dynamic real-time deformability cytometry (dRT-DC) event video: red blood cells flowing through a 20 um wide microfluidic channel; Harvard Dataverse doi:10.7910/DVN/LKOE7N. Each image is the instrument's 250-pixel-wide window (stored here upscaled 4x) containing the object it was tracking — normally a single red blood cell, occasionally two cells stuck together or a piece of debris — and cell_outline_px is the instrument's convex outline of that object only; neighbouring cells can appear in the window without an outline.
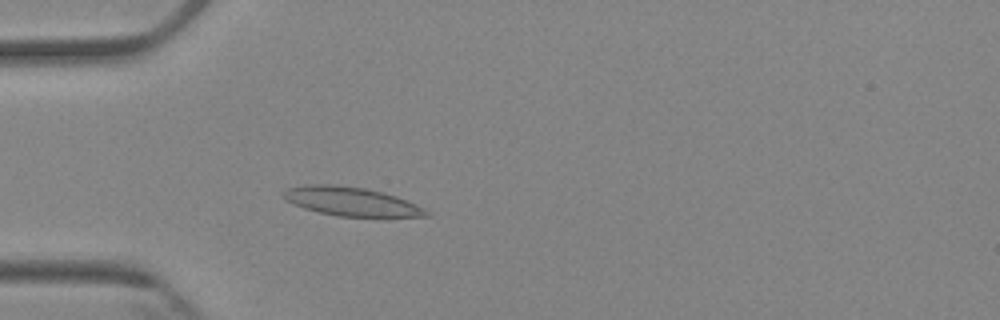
{"species": "Egyptian fruit bat (a non-hibernating species)", "species_latin": "Rousettus aegyptiacus", "temperature_condition": "cold", "stored_images_in_passage": 4, "camera_frame_rate_fps": 3000, "um_per_image_px": 0.085, "animal": {"sex": "female"}, "frame": {"image": 1, "passage_image": 4, "time_ms": 3.333, "image_size_px": [1000, 320], "cell_outline_px": [[432, 216], [336, 216], [304, 208], [292, 204], [284, 200], [280, 196], [280, 192], [288, 188], [304, 184], [332, 184], [364, 188], [396, 196], [416, 204], [432, 212]], "centroid_in_image_um": [29.79, 17.11], "position_along_channel_um": 55.2, "area_um2": 24.04}}